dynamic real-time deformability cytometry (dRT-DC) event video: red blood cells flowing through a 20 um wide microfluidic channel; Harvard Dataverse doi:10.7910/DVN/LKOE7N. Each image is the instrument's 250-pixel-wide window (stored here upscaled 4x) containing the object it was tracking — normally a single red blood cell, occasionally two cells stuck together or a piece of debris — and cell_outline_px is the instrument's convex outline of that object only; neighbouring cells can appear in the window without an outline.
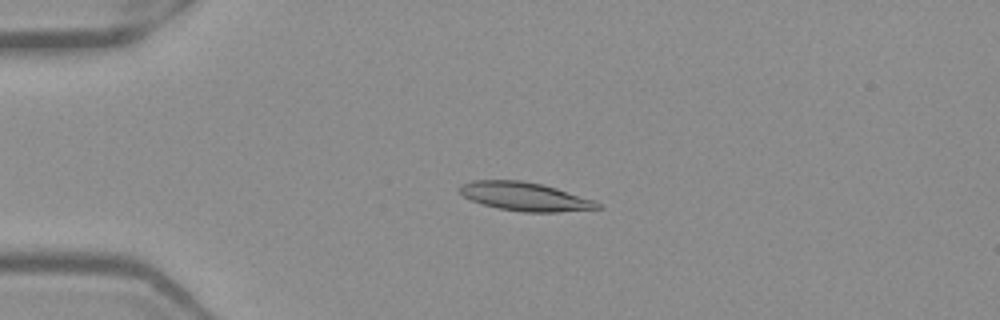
{"species": "Egyptian fruit bat (a non-hibernating species)", "species_latin": "Rousettus aegyptiacus", "temperature_condition": "warm", "stored_images_in_passage": 48, "camera_frame_rate_fps": 3000, "um_per_image_px": 0.085, "frame": {"image": 1, "passage_image": 9, "time_ms": 2.667, "image_size_px": [1000, 320], "cell_outline_px": [[604, 208], [556, 212], [524, 212], [500, 208], [484, 204], [472, 200], [464, 196], [456, 188], [460, 184], [472, 180], [520, 180], [544, 184], [596, 200]], "centroid_in_image_um": [44.64, 16.69], "position_along_channel_um": 40.4, "area_um2": 23.06}}
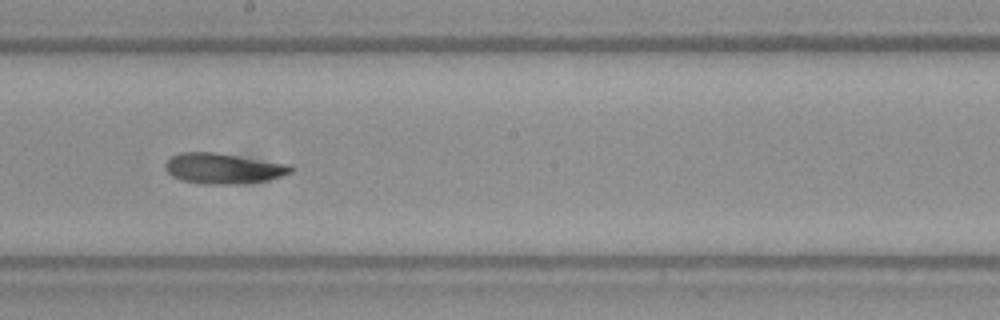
{"frame": {"image": 2, "passage_image": 26, "time_ms": 8.333, "image_size_px": [1000, 320], "cell_outline_px": [[296, 168], [292, 172], [280, 176], [264, 180], [228, 184], [204, 184], [180, 180], [172, 176], [164, 168], [164, 164], [172, 156], [180, 152], [216, 152], [292, 164]], "centroid_in_image_um": [18.98, 14.3], "position_along_channel_um": 229.2, "area_um2": 22.37}}
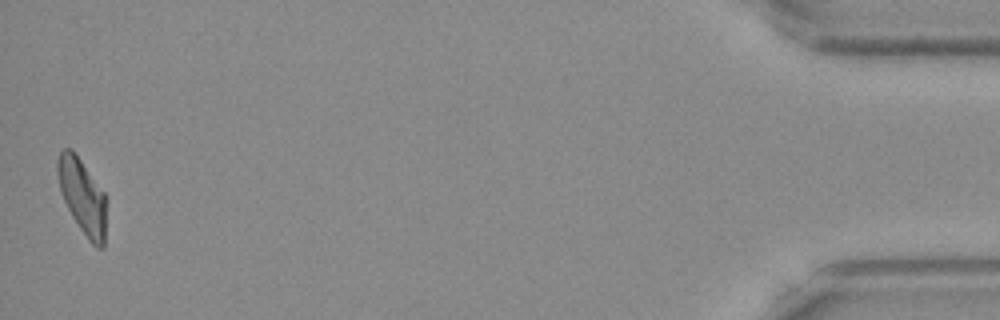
{"frame": {"image": 3, "passage_image": 48, "time_ms": 15.667, "image_size_px": [1000, 320], "cell_outline_px": [[108, 200], [104, 248], [96, 248], [88, 240], [72, 216], [60, 192], [56, 172], [56, 160], [60, 152], [64, 148], [72, 148], [108, 196]], "centroid_in_image_um": [7.04, 16.69], "position_along_channel_um": 428.2, "area_um2": 22.08}, "authors_computed_cell_mechanics": {"area_um2": 22.0796, "velocity_mm_per_s": 3.916, "shape_relaxation_time_tau1_ms": 10.8938, "shape_relaxation_time_tau2_ms": 2.7785, "deformation_change_tau1": 0.2502, "deformation_change_tau2": 0.0965}}